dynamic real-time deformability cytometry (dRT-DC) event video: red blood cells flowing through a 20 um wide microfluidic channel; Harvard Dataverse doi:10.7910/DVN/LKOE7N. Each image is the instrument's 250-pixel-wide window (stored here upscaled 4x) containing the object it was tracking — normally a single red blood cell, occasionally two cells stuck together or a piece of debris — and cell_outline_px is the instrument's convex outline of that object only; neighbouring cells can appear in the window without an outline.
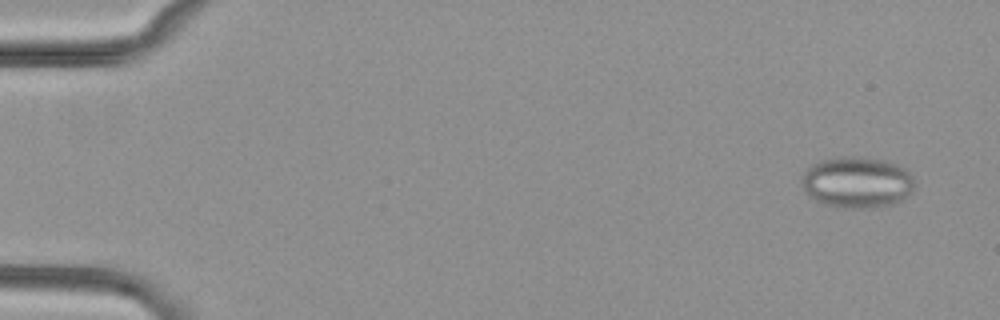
{"species": "common noctule bat (a hibernating species)", "species_latin": "Nyctalus noctula", "temperature_condition": "cold", "stored_images_in_passage": 55, "segment_of_instrument_passage": [1, 2], "camera_frame_rate_fps": 3000, "um_per_image_px": 0.085, "animal": {"sex": "female", "body_mass_g": 29.2, "forearm_length_mm": 56.3}, "frame": {"image": 1, "passage_image": 4, "time_ms": 1.0, "image_size_px": [1000, 320], "cell_outline_px": [[916, 188], [908, 196], [892, 204], [872, 208], [840, 208], [820, 204], [808, 196], [804, 192], [800, 180], [804, 172], [812, 164], [820, 160], [844, 156], [860, 156], [884, 160], [896, 164], [904, 168], [912, 176], [916, 184]], "centroid_in_image_um": [72.83, 15.51], "position_along_channel_um": 12.2, "area_um2": 34.39}}